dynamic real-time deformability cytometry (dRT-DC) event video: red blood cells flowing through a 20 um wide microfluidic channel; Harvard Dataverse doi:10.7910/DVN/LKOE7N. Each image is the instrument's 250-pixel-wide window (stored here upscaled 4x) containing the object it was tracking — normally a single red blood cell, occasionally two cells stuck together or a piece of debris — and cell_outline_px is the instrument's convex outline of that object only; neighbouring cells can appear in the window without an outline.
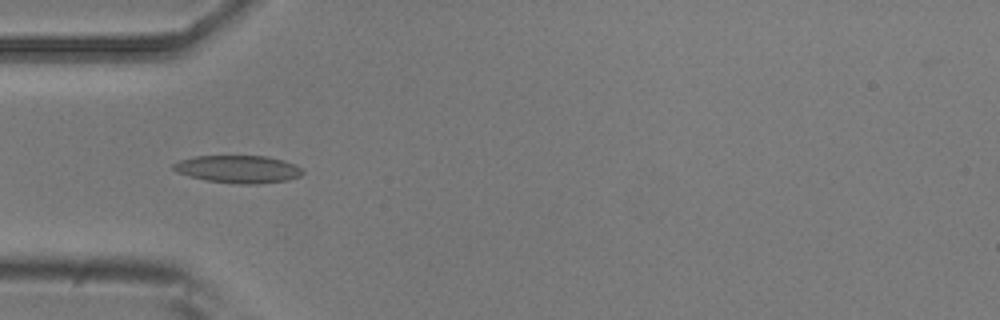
{"species": "common noctule bat (a hibernating species)", "species_latin": "Nyctalus noctula", "temperature_condition": "room temperature", "stored_images_in_passage": 5, "camera_frame_rate_fps": 3000, "um_per_image_px": 0.085, "animal": {"sex": "male", "body_mass_g": 20.5, "forearm_length_mm": 52.5}, "frame": {"image": 1, "passage_image": 5, "time_ms": 4.667, "image_size_px": [1000, 320], "cell_outline_px": [[304, 172], [300, 176], [288, 180], [256, 184], [240, 184], [208, 180], [188, 176], [176, 172], [172, 168], [172, 164], [180, 160], [196, 156], [268, 156], [284, 160], [300, 168]], "centroid_in_image_um": [20.23, 14.37], "position_along_channel_um": 64.8, "area_um2": 20.69}}